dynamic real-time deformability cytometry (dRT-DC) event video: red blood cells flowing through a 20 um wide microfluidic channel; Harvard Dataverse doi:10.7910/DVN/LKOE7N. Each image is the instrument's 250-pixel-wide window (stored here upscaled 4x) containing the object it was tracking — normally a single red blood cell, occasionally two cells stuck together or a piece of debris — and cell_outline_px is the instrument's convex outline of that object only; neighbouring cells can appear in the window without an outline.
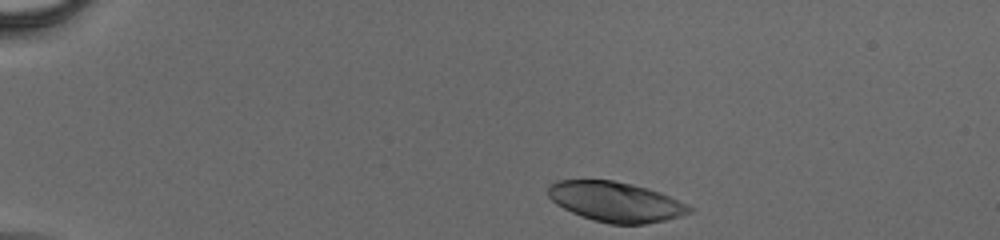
{"species": "human", "species_latin": "Homo sapiens", "temperature_condition": "cold", "stored_images_in_passage": 45, "camera_frame_rate_fps": 3000, "um_per_image_px": 0.085, "donor": {"sex": "male"}, "frame": {"image": 1, "passage_image": 1, "time_ms": 0.0, "image_size_px": [1000, 240], "cell_outline_px": [[692, 212], [680, 216], [664, 220], [644, 224], [608, 224], [592, 220], [580, 216], [556, 204], [548, 196], [548, 184], [556, 180], [612, 180], [632, 184], [648, 188], [660, 192], [692, 208]], "centroid_in_image_um": [52.28, 17.15], "position_along_channel_um": 32.7, "area_um2": 32.77}}
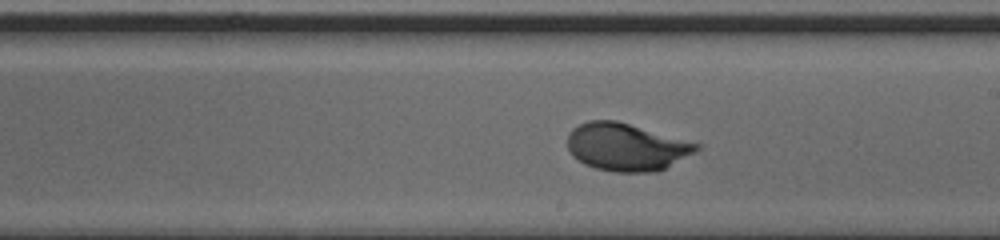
{"frame": {"image": 2, "passage_image": 24, "time_ms": 7.667, "image_size_px": [1000, 240], "cell_outline_px": [[700, 148], [696, 152], [664, 168], [652, 172], [612, 172], [596, 168], [584, 164], [572, 156], [568, 148], [568, 132], [572, 128], [588, 120], [616, 120], [700, 144]], "centroid_in_image_um": [53.2, 12.49], "position_along_channel_um": 235.8, "area_um2": 35.6}}
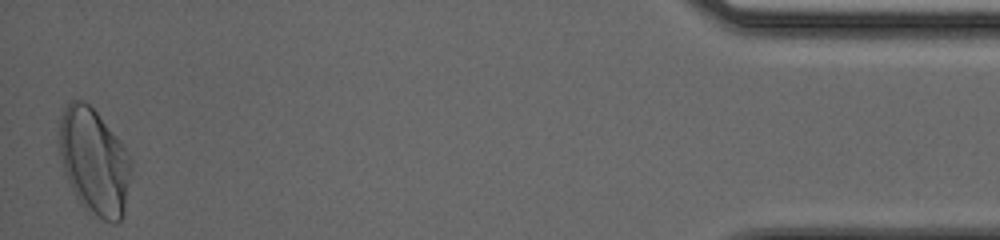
{"frame": {"image": 3, "passage_image": 45, "time_ms": 14.667, "image_size_px": [1000, 240], "cell_outline_px": [[132, 168], [124, 212], [120, 220], [116, 224], [112, 224], [104, 220], [84, 208], [80, 204], [68, 180], [64, 168], [60, 152], [60, 120], [64, 108], [72, 100], [80, 100], [88, 104], [96, 112], [120, 140], [132, 164]], "centroid_in_image_um": [8.03, 13.76], "position_along_channel_um": 427.2, "area_um2": 43.87}}